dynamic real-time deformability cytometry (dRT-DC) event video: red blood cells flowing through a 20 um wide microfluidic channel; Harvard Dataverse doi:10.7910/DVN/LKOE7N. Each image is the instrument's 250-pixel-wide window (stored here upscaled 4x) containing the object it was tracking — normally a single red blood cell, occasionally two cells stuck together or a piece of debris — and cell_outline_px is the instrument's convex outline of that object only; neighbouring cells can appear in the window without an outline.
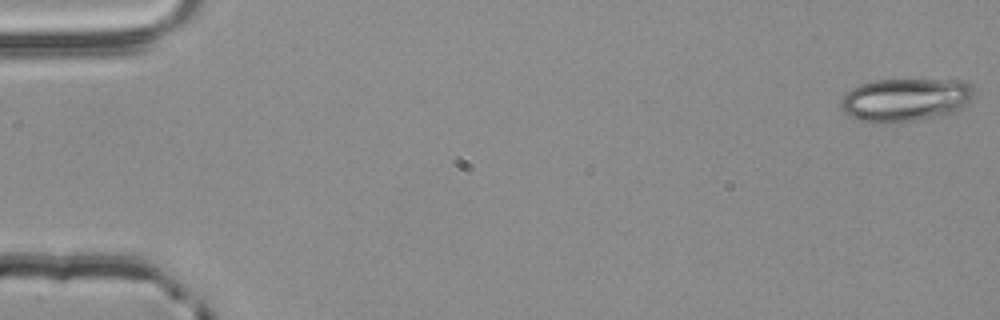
{"species": "common noctule bat (a hibernating species)", "species_latin": "Nyctalus noctula", "temperature_condition": "room temperature", "stored_images_in_passage": 54, "camera_frame_rate_fps": 3000, "um_per_image_px": 0.085, "animal": {"sex": "male", "body_mass_g": 20.4}, "frame": {"image": 1, "passage_image": 1, "time_ms": 0.0, "image_size_px": [1000, 320], "cell_outline_px": [[972, 96], [960, 108], [952, 112], [916, 120], [884, 124], [852, 120], [844, 112], [840, 104], [840, 100], [852, 88], [860, 84], [876, 80], [964, 80], [972, 84]], "centroid_in_image_um": [76.88, 8.49], "position_along_channel_um": 8.1, "area_um2": 33.41}}
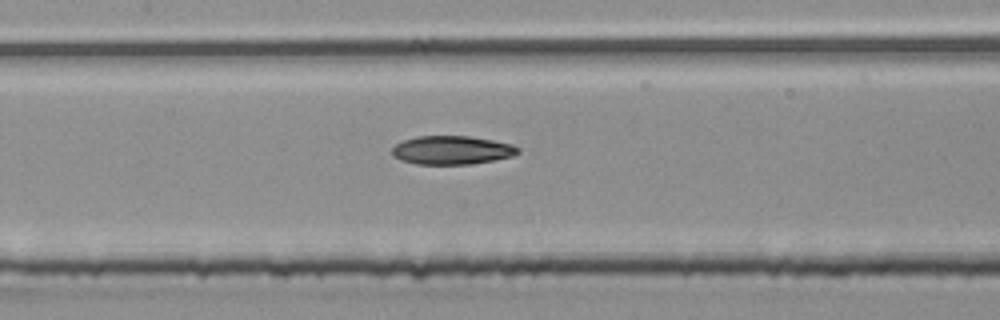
{"frame": {"image": 2, "passage_image": 26, "time_ms": 8.333, "image_size_px": [1000, 320], "cell_outline_px": [[520, 152], [512, 156], [496, 160], [472, 164], [416, 164], [400, 160], [392, 156], [392, 148], [396, 144], [404, 140], [416, 136], [468, 136], [492, 140], [512, 144], [520, 148]], "centroid_in_image_um": [38.41, 12.77], "position_along_channel_um": 169.0, "area_um2": 21.1}}
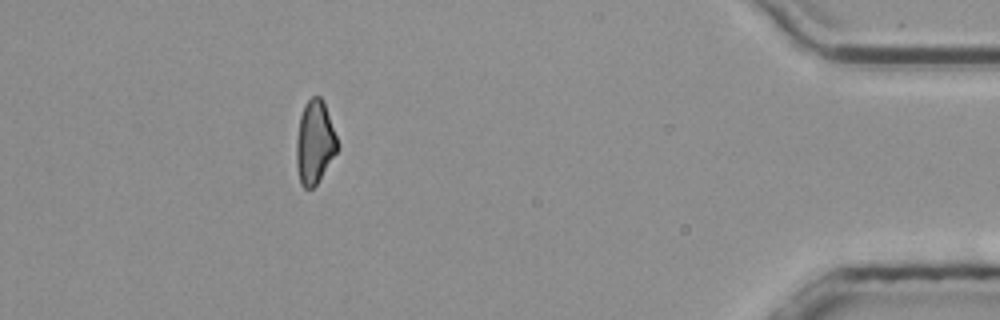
{"frame": {"image": 3, "passage_image": 49, "time_ms": 16.0, "image_size_px": [1000, 320], "cell_outline_px": [[340, 148], [316, 184], [312, 188], [304, 188], [300, 184], [296, 164], [296, 140], [300, 116], [304, 104], [312, 96], [320, 96], [324, 100], [340, 144]], "centroid_in_image_um": [26.77, 12.07], "position_along_channel_um": 408.4, "area_um2": 20.29}, "authors_computed_cell_mechanics": {"area_um2": 21.3282, "velocity_mm_per_s": 3.8689, "shape_relaxation_time_tau1_ms": 8.0928, "shape_relaxation_time_tau2_ms": null, "deformation_change_tau1": 0.2048, "deformation_change_tau2": null}}